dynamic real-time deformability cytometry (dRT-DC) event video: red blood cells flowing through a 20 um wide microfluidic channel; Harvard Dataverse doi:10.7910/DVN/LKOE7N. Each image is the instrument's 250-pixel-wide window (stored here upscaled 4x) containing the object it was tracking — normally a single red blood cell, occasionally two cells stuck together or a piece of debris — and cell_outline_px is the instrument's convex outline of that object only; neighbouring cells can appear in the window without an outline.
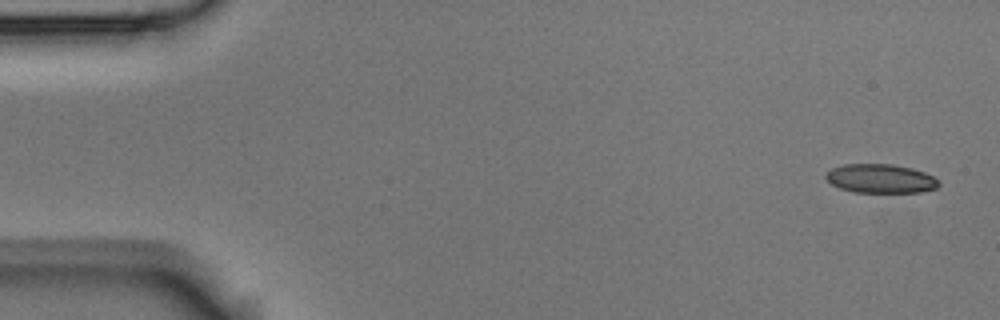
{"species": "Egyptian fruit bat (a non-hibernating species)", "species_latin": "Rousettus aegyptiacus", "temperature_condition": "room temperature", "stored_images_in_passage": 4, "camera_frame_rate_fps": 3000, "um_per_image_px": 0.085, "animal": {"sex": "male"}, "frame": {"image": 1, "passage_image": 1, "time_ms": 0.0, "image_size_px": [1000, 320], "cell_outline_px": [[940, 184], [936, 188], [920, 192], [856, 192], [840, 188], [832, 184], [824, 176], [832, 168], [844, 164], [892, 164], [912, 168], [924, 172], [940, 180]], "centroid_in_image_um": [74.87, 15.17], "position_along_channel_um": 10.1, "area_um2": 18.96}}
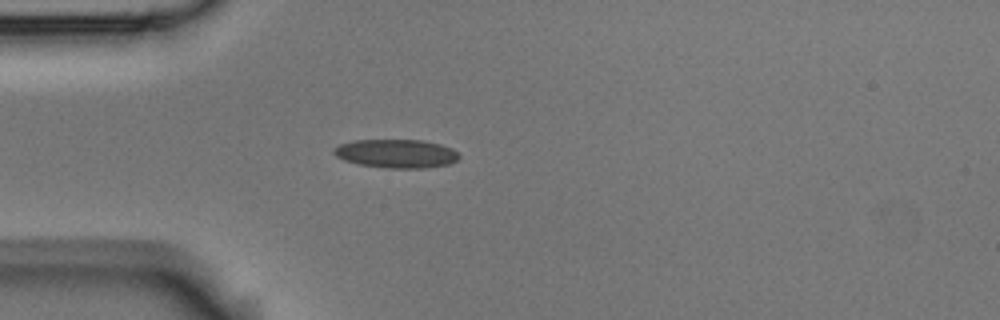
{"frame": {"image": 2, "passage_image": 4, "time_ms": 1.0, "image_size_px": [1000, 320], "cell_outline_px": [[460, 156], [456, 160], [448, 164], [424, 168], [384, 168], [360, 164], [344, 160], [336, 156], [332, 152], [332, 148], [340, 144], [352, 140], [420, 140], [440, 144], [452, 148]], "centroid_in_image_um": [33.65, 13.05], "position_along_channel_um": 51.4, "area_um2": 20.87}}